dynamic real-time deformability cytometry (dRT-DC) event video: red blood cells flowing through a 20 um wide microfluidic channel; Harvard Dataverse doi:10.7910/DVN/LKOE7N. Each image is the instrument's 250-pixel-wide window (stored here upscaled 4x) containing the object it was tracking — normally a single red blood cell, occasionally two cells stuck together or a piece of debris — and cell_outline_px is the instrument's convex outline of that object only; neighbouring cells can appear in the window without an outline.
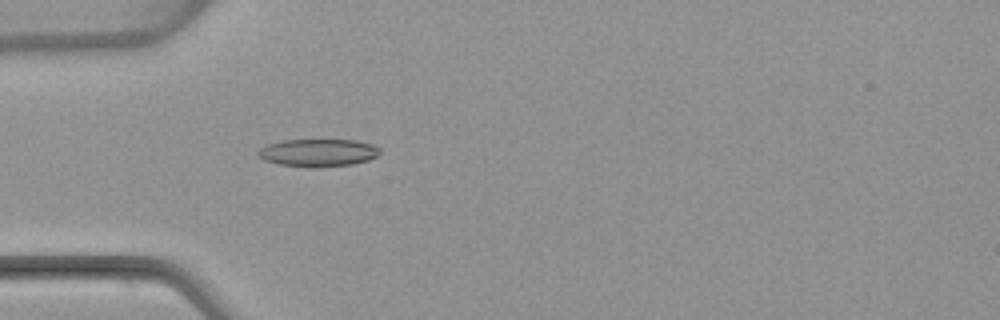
{"species": "common noctule bat (a hibernating species)", "species_latin": "Nyctalus noctula", "temperature_condition": "warm", "stored_images_in_passage": 5, "camera_frame_rate_fps": 3000, "um_per_image_px": 0.085, "animal": {"sex": "female", "body_mass_g": 22.7, "forearm_length_mm": 54.2}, "frame": {"image": 1, "passage_image": 5, "time_ms": 4.667, "image_size_px": [1000, 320], "cell_outline_px": [[380, 152], [376, 156], [368, 160], [352, 164], [280, 164], [264, 160], [256, 156], [256, 152], [260, 148], [268, 144], [284, 140], [356, 140], [372, 144], [380, 148]], "centroid_in_image_um": [27.03, 12.92], "position_along_channel_um": 58.0, "area_um2": 18.61}}